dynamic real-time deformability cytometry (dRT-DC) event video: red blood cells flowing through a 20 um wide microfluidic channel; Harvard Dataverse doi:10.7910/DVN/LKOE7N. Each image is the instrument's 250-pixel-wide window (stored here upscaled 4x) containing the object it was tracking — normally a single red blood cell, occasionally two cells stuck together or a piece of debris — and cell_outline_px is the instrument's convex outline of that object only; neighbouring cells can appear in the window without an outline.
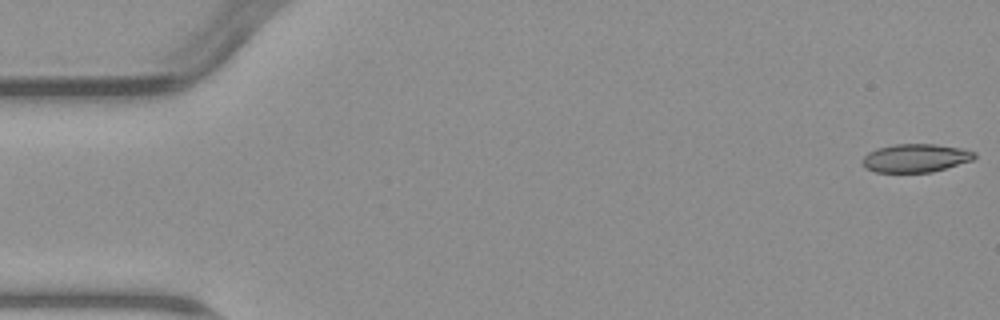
{"species": "common noctule bat (a hibernating species)", "species_latin": "Nyctalus noctula", "temperature_condition": "warm", "stored_images_in_passage": 5, "camera_frame_rate_fps": 3000, "um_per_image_px": 0.085, "animal": {"sex": "male", "body_mass_g": 23.1, "forearm_length_mm": 52.7}, "frame": {"image": 1, "passage_image": 1, "time_ms": 0.0, "image_size_px": [1000, 320], "cell_outline_px": [[976, 156], [972, 160], [932, 172], [876, 172], [864, 168], [860, 160], [868, 152], [876, 148], [896, 144], [936, 144], [960, 148], [976, 152]], "centroid_in_image_um": [77.78, 13.43], "position_along_channel_um": 7.2, "area_um2": 18.55}}
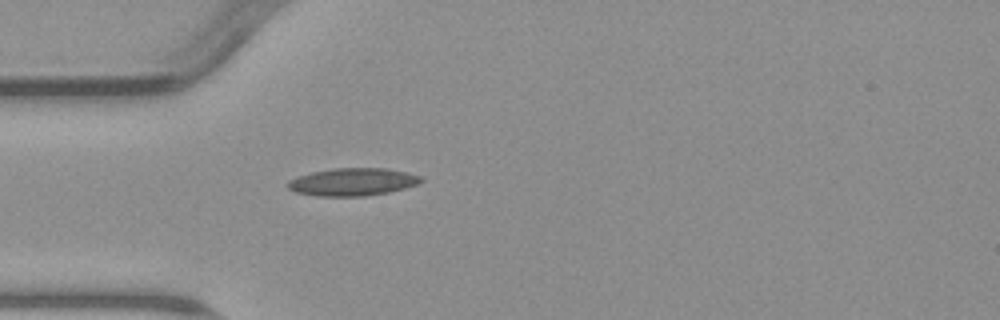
{"frame": {"image": 2, "passage_image": 5, "time_ms": 5.0, "image_size_px": [1000, 320], "cell_outline_px": [[424, 180], [416, 184], [404, 188], [388, 192], [364, 196], [316, 196], [296, 192], [288, 188], [288, 180], [296, 176], [312, 172], [332, 168], [388, 168], [408, 172], [420, 176]], "centroid_in_image_um": [29.96, 15.45], "position_along_channel_um": 55.0, "area_um2": 21.5}}